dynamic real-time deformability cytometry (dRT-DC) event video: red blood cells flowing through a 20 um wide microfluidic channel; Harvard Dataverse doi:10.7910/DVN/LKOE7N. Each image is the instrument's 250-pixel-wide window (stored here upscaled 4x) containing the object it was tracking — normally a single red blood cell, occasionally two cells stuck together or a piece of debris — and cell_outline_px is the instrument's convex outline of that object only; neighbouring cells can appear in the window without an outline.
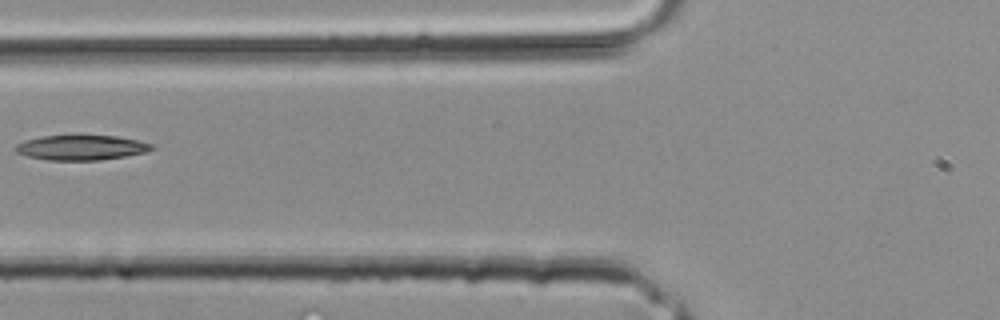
{"species": "common noctule bat (a hibernating species)", "species_latin": "Nyctalus noctula", "temperature_condition": "room temperature", "stored_images_in_passage": 4, "camera_frame_rate_fps": 3000, "um_per_image_px": 0.085, "animal": {"sex": "male", "body_mass_g": 20.4}, "frame": {"image": 1, "passage_image": 4, "time_ms": 1.0, "image_size_px": [1000, 320], "cell_outline_px": [[156, 148], [144, 152], [124, 156], [100, 160], [48, 160], [28, 156], [16, 152], [12, 148], [16, 144], [24, 140], [40, 136], [76, 132], [116, 136], [136, 140], [152, 144]], "centroid_in_image_um": [6.84, 12.49], "position_along_channel_um": 119.0, "area_um2": 20.75}}